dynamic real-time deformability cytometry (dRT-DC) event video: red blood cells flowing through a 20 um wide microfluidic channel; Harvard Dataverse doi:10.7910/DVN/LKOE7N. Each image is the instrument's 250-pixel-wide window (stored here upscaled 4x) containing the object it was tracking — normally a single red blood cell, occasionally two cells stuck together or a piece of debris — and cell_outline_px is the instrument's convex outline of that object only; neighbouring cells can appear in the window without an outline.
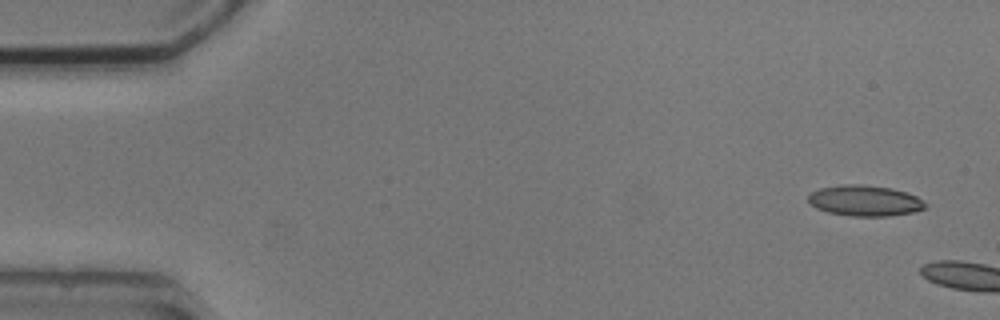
{"species": "common noctule bat (a hibernating species)", "species_latin": "Nyctalus noctula", "temperature_condition": "cold", "stored_images_in_passage": 10, "camera_frame_rate_fps": 3000, "um_per_image_px": 0.085, "animal": {"sex": "male", "body_mass_g": 20.5, "forearm_length_mm": 52.5}, "frame": {"image": 1, "passage_image": 1, "time_ms": 0.0, "image_size_px": [1000, 320], "cell_outline_px": [[928, 204], [924, 208], [912, 212], [888, 216], [852, 216], [828, 212], [816, 208], [808, 204], [808, 196], [812, 192], [820, 188], [844, 184], [860, 184], [892, 188], [916, 196]], "centroid_in_image_um": [73.48, 17.05], "position_along_channel_um": 11.5, "area_um2": 20.92}}